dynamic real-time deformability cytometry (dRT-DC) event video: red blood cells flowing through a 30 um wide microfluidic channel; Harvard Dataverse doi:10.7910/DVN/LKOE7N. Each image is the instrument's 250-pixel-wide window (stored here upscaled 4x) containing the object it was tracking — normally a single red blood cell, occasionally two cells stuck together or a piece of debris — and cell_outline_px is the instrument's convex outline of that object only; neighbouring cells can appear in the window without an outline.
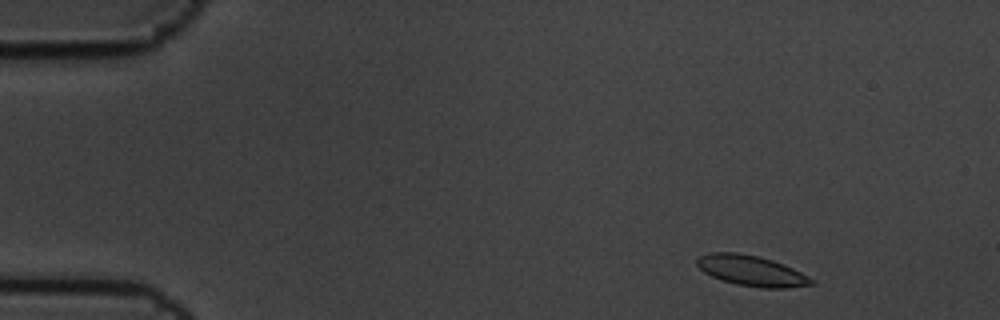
{"species": "common noctule bat (a hibernating species)", "species_latin": "Nyctalus noctula", "temperature_condition": "cold", "stored_images_in_passage": 4, "camera_frame_rate_fps": 3000, "um_per_image_px": 0.085, "animal": {"sex": "male", "body_mass_g": 19.5, "forearm_length_mm": 54.6}, "frame": {"image": 1, "passage_image": 2, "time_ms": 0.333, "image_size_px": [1000, 320], "cell_outline_px": [[816, 284], [788, 288], [760, 288], [736, 284], [720, 280], [704, 272], [696, 264], [696, 260], [700, 256], [712, 252], [736, 252], [760, 256], [784, 264], [816, 280]], "centroid_in_image_um": [63.9, 23.02], "position_along_channel_um": 21.1, "area_um2": 20.52}}